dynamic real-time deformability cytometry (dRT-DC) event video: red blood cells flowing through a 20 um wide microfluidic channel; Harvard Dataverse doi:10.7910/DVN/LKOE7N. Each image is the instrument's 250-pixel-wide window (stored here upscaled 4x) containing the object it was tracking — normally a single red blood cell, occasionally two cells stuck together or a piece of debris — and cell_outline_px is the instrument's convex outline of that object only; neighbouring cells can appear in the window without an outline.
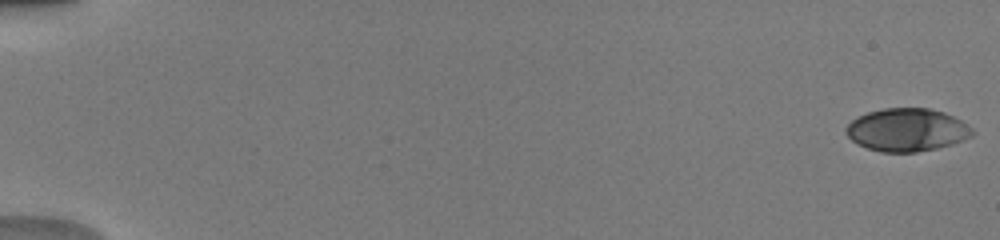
{"species": "human", "species_latin": "Homo sapiens", "temperature_condition": "warm", "stored_images_in_passage": 51, "camera_frame_rate_fps": 3000, "um_per_image_px": 0.085, "donor": {"sex": "male"}, "frame": {"image": 1, "passage_image": 1, "time_ms": 0.0, "image_size_px": [1000, 240], "cell_outline_px": [[976, 132], [972, 136], [964, 140], [952, 144], [936, 148], [916, 152], [880, 152], [868, 148], [852, 140], [844, 132], [844, 128], [852, 120], [868, 112], [884, 108], [928, 108], [944, 112], [960, 120], [972, 128]], "centroid_in_image_um": [77.1, 11.04], "position_along_channel_um": 7.9, "area_um2": 31.5}}
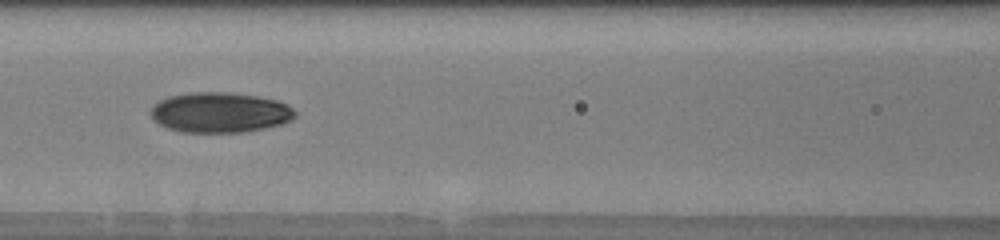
{"frame": {"image": 2, "passage_image": 25, "time_ms": 8.0, "image_size_px": [1000, 240], "cell_outline_px": [[296, 116], [292, 120], [280, 124], [264, 128], [244, 132], [180, 132], [168, 128], [152, 120], [148, 112], [152, 104], [168, 96], [188, 92], [228, 92], [256, 96], [276, 100], [288, 104], [296, 112]], "centroid_in_image_um": [18.64, 9.55], "position_along_channel_um": 148.0, "area_um2": 34.22}}
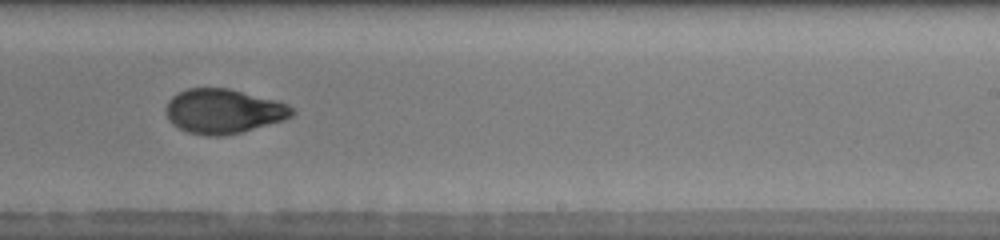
{"frame": {"image": 3, "passage_image": 34, "time_ms": 11.0, "image_size_px": [1000, 240], "cell_outline_px": [[296, 112], [292, 116], [284, 120], [240, 132], [224, 136], [208, 136], [188, 132], [172, 124], [168, 120], [168, 100], [172, 96], [188, 88], [228, 88], [276, 100], [288, 104]], "centroid_in_image_um": [19.02, 9.45], "position_along_channel_um": 270.0, "area_um2": 32.48}, "authors_computed_cell_mechanics": {"area_um2": 32.5414, "velocity_mm_per_s": 4.0744, "shape_relaxation_time_tau1_ms": 6.4549, "shape_relaxation_time_tau2_ms": 2.7332, "deformation_change_tau1": 0.2281, "deformation_change_tau2": 0.0619}}